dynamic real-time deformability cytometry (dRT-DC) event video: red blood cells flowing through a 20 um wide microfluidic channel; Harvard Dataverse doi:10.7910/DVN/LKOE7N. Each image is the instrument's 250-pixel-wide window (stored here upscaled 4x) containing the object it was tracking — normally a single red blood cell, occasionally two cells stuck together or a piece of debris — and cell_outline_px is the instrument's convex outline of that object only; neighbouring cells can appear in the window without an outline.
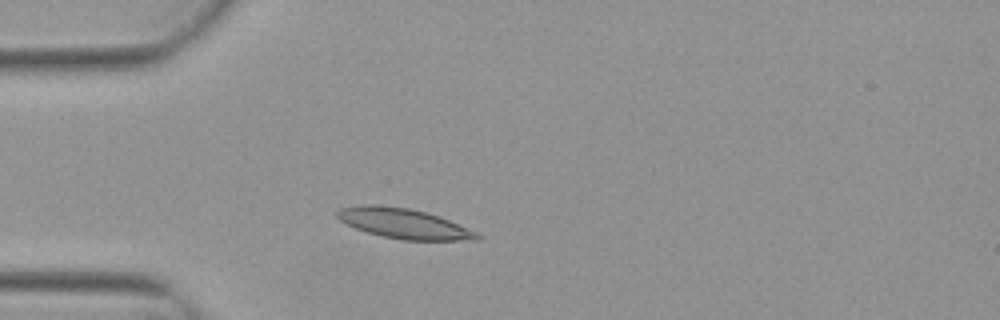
{"species": "Egyptian fruit bat (a non-hibernating species)", "species_latin": "Rousettus aegyptiacus", "temperature_condition": "warm", "stored_images_in_passage": 3, "camera_frame_rate_fps": 3000, "um_per_image_px": 0.085, "animal": {"sex": "female"}, "frame": {"image": 1, "passage_image": 3, "time_ms": 0.667, "image_size_px": [1000, 320], "cell_outline_px": [[480, 240], [404, 240], [380, 236], [356, 228], [340, 220], [336, 216], [336, 212], [340, 208], [360, 204], [376, 204], [408, 208], [440, 216], [476, 232], [480, 236]], "centroid_in_image_um": [34.29, 18.99], "position_along_channel_um": 50.7, "area_um2": 24.39}}